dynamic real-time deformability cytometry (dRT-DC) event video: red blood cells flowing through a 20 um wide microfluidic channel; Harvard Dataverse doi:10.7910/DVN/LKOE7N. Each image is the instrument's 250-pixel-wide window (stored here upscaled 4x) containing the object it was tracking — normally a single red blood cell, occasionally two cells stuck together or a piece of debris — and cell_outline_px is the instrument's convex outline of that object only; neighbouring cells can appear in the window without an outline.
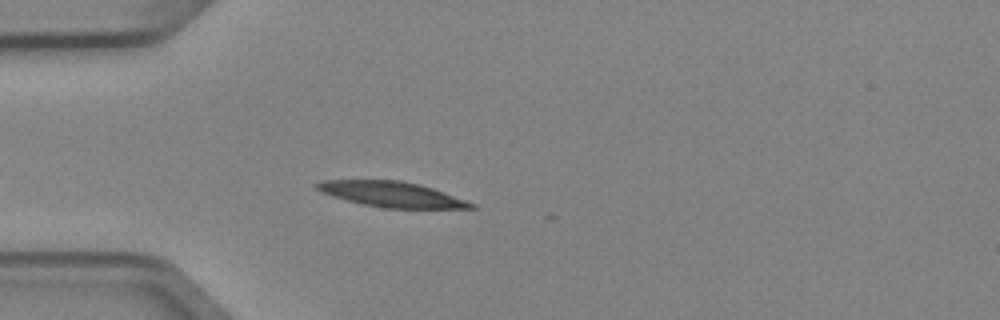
{"species": "Egyptian fruit bat (a non-hibernating species)", "species_latin": "Rousettus aegyptiacus", "temperature_condition": "cold", "stored_images_in_passage": 6, "camera_frame_rate_fps": 3000, "um_per_image_px": 0.085, "animal": {"sex": "female"}, "frame": {"image": 1, "passage_image": 5, "time_ms": 1.333, "image_size_px": [1000, 320], "cell_outline_px": [[476, 208], [384, 208], [364, 204], [332, 196], [320, 192], [312, 184], [320, 180], [400, 180], [420, 184], [444, 192], [476, 204]], "centroid_in_image_um": [33.25, 16.5], "position_along_channel_um": 51.7, "area_um2": 22.72}}